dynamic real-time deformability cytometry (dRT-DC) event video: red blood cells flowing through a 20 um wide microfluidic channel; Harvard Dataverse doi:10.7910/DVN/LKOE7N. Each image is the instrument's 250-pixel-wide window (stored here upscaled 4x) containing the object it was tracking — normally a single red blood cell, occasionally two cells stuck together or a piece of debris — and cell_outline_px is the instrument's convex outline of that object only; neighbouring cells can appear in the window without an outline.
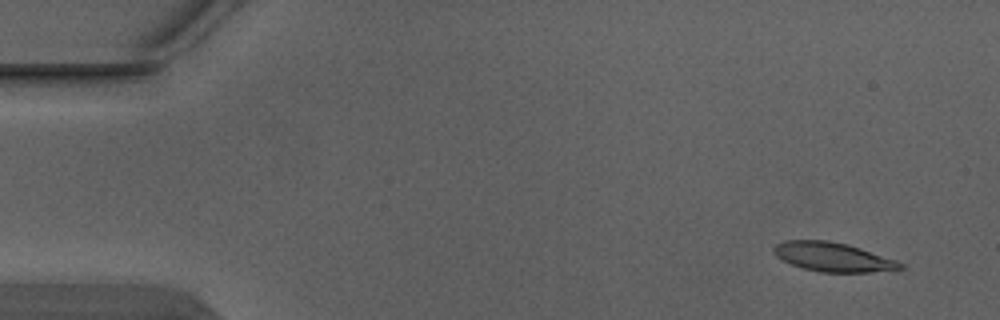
{"species": "Egyptian fruit bat (a non-hibernating species)", "species_latin": "Rousettus aegyptiacus", "temperature_condition": "warm", "stored_images_in_passage": 6, "segment_of_instrument_passage": [1, 2], "camera_frame_rate_fps": 3000, "um_per_image_px": 0.085, "animal": {"sex": "male"}, "frame": {"image": 1, "passage_image": 2, "time_ms": 0.333, "image_size_px": [1000, 320], "cell_outline_px": [[904, 268], [868, 272], [820, 272], [804, 268], [792, 264], [776, 256], [772, 252], [772, 248], [776, 244], [784, 240], [828, 240], [848, 244], [896, 260], [904, 264]], "centroid_in_image_um": [70.77, 21.83], "position_along_channel_um": 14.2, "area_um2": 21.33}}
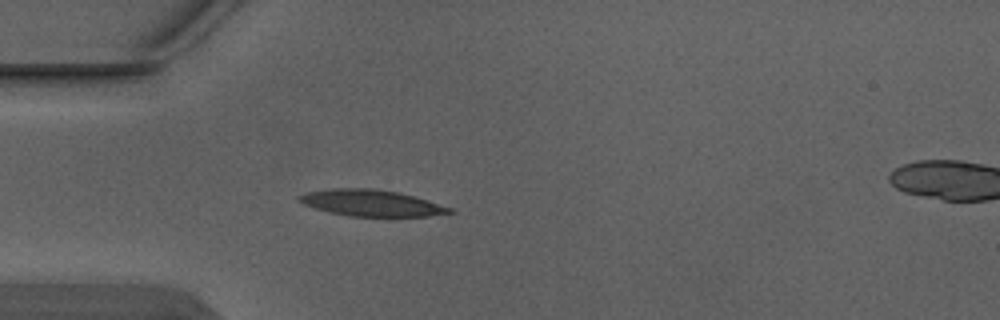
{"frame": {"image": 2, "passage_image": 5, "time_ms": 1.333, "image_size_px": [1000, 320], "cell_outline_px": [[456, 212], [428, 216], [348, 216], [328, 212], [304, 204], [296, 200], [296, 196], [304, 192], [332, 188], [372, 188], [396, 192], [412, 196], [452, 208]], "centroid_in_image_um": [31.48, 17.25], "position_along_channel_um": 53.5, "area_um2": 23.0}}